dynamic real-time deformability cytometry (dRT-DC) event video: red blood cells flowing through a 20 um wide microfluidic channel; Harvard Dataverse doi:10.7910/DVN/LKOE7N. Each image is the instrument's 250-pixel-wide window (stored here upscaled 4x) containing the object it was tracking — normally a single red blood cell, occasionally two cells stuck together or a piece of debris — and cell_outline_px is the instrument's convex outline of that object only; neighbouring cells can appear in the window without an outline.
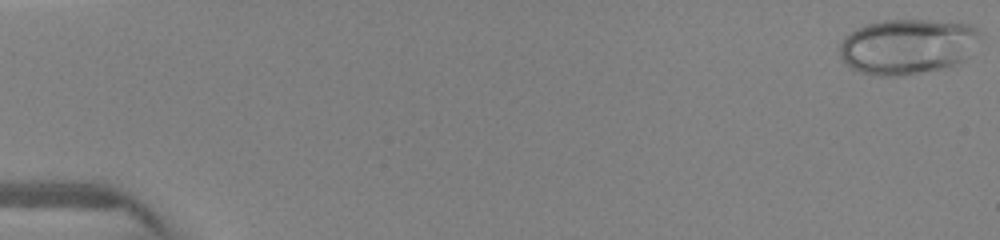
{"species": "human", "species_latin": "Homo sapiens", "temperature_condition": "warm", "stored_images_in_passage": 24, "camera_frame_rate_fps": 3000, "um_per_image_px": 0.085, "donor": {"sex": "female"}, "frame": {"image": 1, "passage_image": 1, "time_ms": 0.0, "image_size_px": [1000, 240], "cell_outline_px": [[980, 36], [968, 56], [964, 60], [940, 68], [896, 76], [880, 76], [860, 72], [852, 68], [840, 60], [840, 44], [844, 36], [856, 28], [868, 24], [884, 20], [928, 20], [972, 24], [980, 32]], "centroid_in_image_um": [77.1, 3.93], "position_along_channel_um": 7.9, "area_um2": 45.03}}
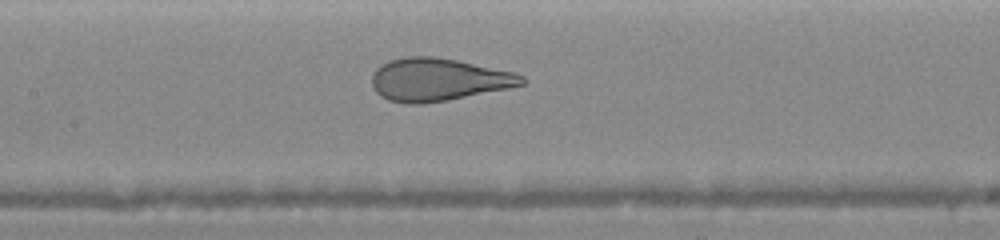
{"frame": {"image": 2, "passage_image": 20, "time_ms": 7.333, "image_size_px": [1000, 240], "cell_outline_px": [[528, 80], [524, 84], [508, 88], [448, 100], [424, 104], [408, 104], [388, 100], [380, 96], [372, 88], [372, 76], [376, 68], [380, 64], [388, 60], [404, 56], [432, 56], [456, 60], [516, 72], [524, 76]], "centroid_in_image_um": [37.23, 6.76], "position_along_channel_um": 170.2, "area_um2": 37.69}}
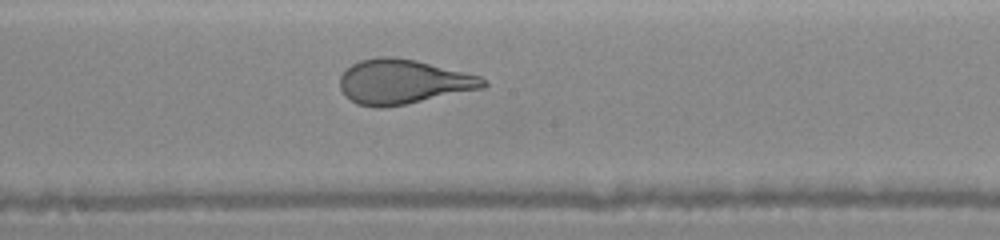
{"frame": {"image": 3, "passage_image": 24, "time_ms": 8.333, "image_size_px": [1000, 240], "cell_outline_px": [[488, 84], [484, 88], [404, 104], [380, 108], [376, 108], [356, 104], [344, 96], [340, 88], [340, 76], [352, 64], [360, 60], [380, 56], [392, 56], [416, 60], [480, 76]], "centroid_in_image_um": [34.22, 6.95], "position_along_channel_um": 214.0, "area_um2": 37.11}}